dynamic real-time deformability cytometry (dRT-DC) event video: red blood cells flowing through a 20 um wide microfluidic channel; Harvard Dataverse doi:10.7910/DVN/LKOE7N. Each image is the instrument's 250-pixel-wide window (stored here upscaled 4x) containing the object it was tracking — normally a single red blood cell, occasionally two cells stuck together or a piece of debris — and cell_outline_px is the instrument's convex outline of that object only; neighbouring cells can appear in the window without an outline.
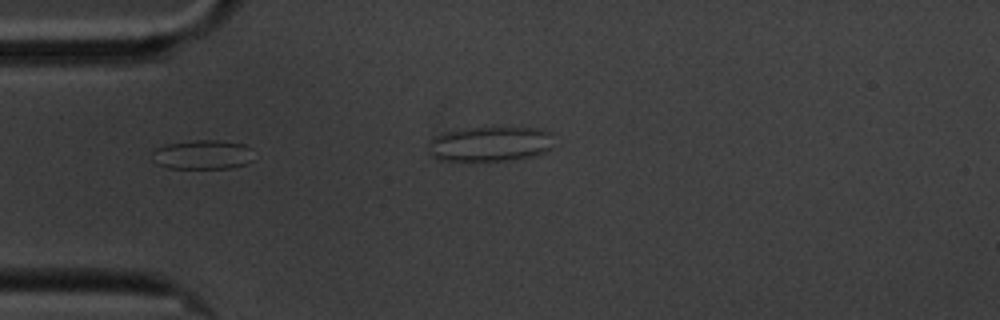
{"species": "common noctule bat (a hibernating species)", "species_latin": "Nyctalus noctula", "temperature_condition": "cold", "stored_images_in_passage": 7, "camera_frame_rate_fps": 3000, "um_per_image_px": 0.085, "animal": {"sex": "male", "body_mass_g": 20.1, "forearm_length_mm": 53.5}, "frame": {"image": 1, "passage_image": 1, "time_ms": 0.0, "image_size_px": [1000, 320], "cell_outline_px": [[252, 160], [244, 164], [232, 168], [168, 168], [156, 164], [152, 160], [152, 152], [156, 148], [164, 144], [196, 140], [216, 140], [244, 144], [252, 148]], "centroid_in_image_um": [17.19, 13.14], "position_along_channel_um": 67.8, "area_um2": 17.51}}
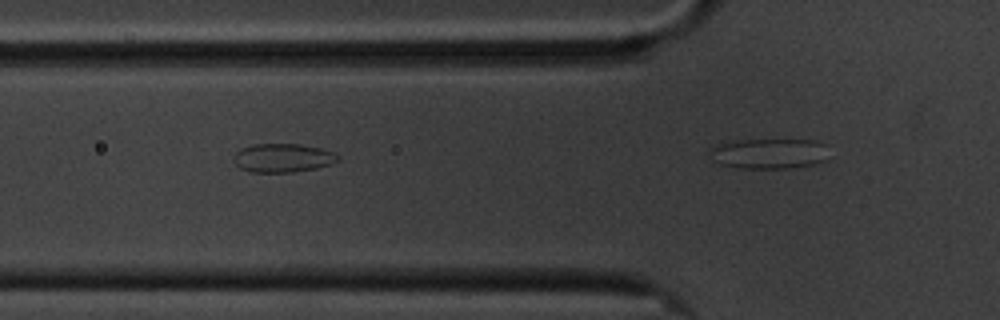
{"frame": {"image": 2, "passage_image": 4, "time_ms": 1.0, "image_size_px": [1000, 320], "cell_outline_px": [[340, 160], [332, 164], [316, 168], [292, 172], [248, 172], [240, 168], [236, 164], [236, 152], [240, 148], [252, 144], [300, 144], [320, 148], [332, 152], [340, 156]], "centroid_in_image_um": [24.06, 13.42], "position_along_channel_um": 101.7, "area_um2": 17.4}}